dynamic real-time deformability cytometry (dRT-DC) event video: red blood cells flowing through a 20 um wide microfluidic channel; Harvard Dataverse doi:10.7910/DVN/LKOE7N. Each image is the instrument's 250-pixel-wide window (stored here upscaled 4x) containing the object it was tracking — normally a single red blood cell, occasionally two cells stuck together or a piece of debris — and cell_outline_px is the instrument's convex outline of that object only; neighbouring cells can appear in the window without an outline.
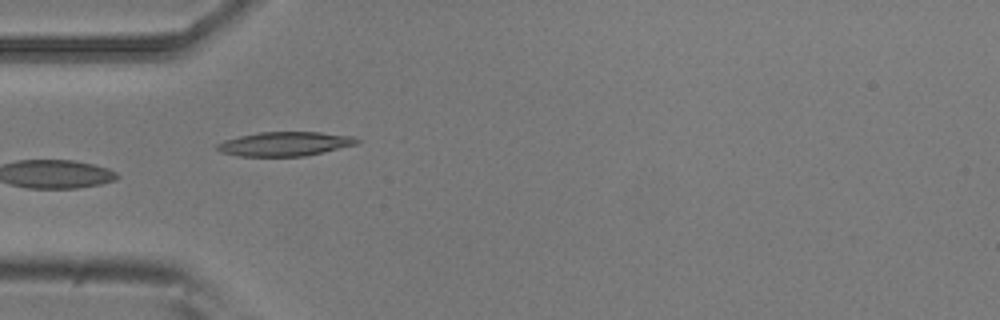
{"species": "common noctule bat (a hibernating species)", "species_latin": "Nyctalus noctula", "temperature_condition": "room temperature", "stored_images_in_passage": 8, "camera_frame_rate_fps": 3000, "um_per_image_px": 0.085, "animal": {"sex": "male", "body_mass_g": 20.5, "forearm_length_mm": 52.5}, "frame": {"image": 1, "passage_image": 4, "time_ms": 1.0, "image_size_px": [1000, 320], "cell_outline_px": [[360, 140], [356, 144], [304, 156], [240, 156], [220, 152], [216, 148], [216, 144], [224, 140], [240, 136], [260, 132], [320, 132], [352, 136]], "centroid_in_image_um": [24.17, 12.23], "position_along_channel_um": 60.8, "area_um2": 19.48}}
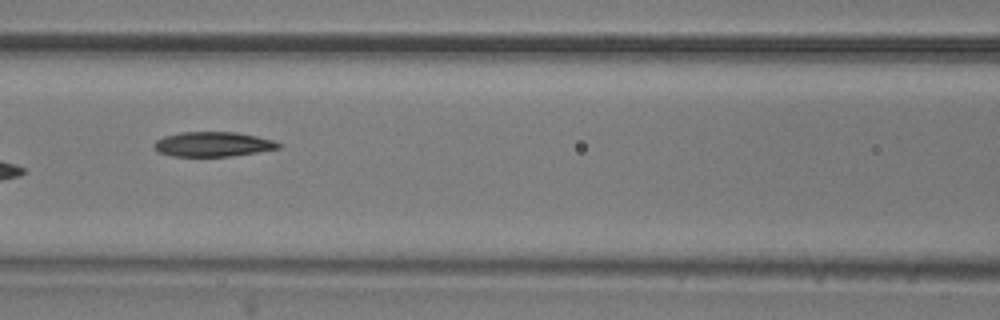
{"frame": {"image": 2, "passage_image": 6, "time_ms": 1.667, "image_size_px": [1000, 320], "cell_outline_px": [[284, 144], [280, 148], [256, 152], [228, 156], [172, 156], [156, 152], [152, 148], [152, 144], [156, 140], [164, 136], [180, 132], [236, 132], [256, 136], [272, 140]], "centroid_in_image_um": [18.04, 12.26], "position_along_channel_um": 148.6, "area_um2": 18.03}}
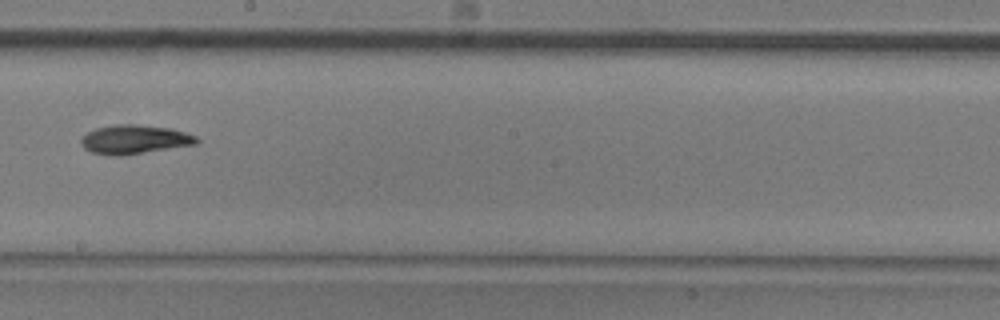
{"frame": {"image": 3, "passage_image": 8, "time_ms": 2.333, "image_size_px": [1000, 320], "cell_outline_px": [[200, 140], [196, 144], [120, 156], [116, 156], [92, 152], [84, 148], [80, 144], [80, 140], [88, 132], [96, 128], [116, 124], [136, 124], [172, 128], [196, 136]], "centroid_in_image_um": [11.43, 11.84], "position_along_channel_um": 236.8, "area_um2": 19.42}}